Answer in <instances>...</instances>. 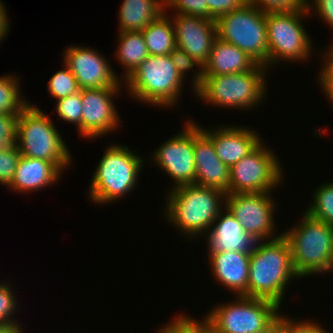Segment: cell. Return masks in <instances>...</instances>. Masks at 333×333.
<instances>
[{
    "label": "cell",
    "instance_id": "obj_5",
    "mask_svg": "<svg viewBox=\"0 0 333 333\" xmlns=\"http://www.w3.org/2000/svg\"><path fill=\"white\" fill-rule=\"evenodd\" d=\"M303 213L299 224L282 233L290 243L294 269L305 279L332 271L333 226Z\"/></svg>",
    "mask_w": 333,
    "mask_h": 333
},
{
    "label": "cell",
    "instance_id": "obj_26",
    "mask_svg": "<svg viewBox=\"0 0 333 333\" xmlns=\"http://www.w3.org/2000/svg\"><path fill=\"white\" fill-rule=\"evenodd\" d=\"M19 80L14 73L0 76V114H20L31 103L22 96Z\"/></svg>",
    "mask_w": 333,
    "mask_h": 333
},
{
    "label": "cell",
    "instance_id": "obj_25",
    "mask_svg": "<svg viewBox=\"0 0 333 333\" xmlns=\"http://www.w3.org/2000/svg\"><path fill=\"white\" fill-rule=\"evenodd\" d=\"M167 13L141 31L149 55H169L176 47L174 25Z\"/></svg>",
    "mask_w": 333,
    "mask_h": 333
},
{
    "label": "cell",
    "instance_id": "obj_23",
    "mask_svg": "<svg viewBox=\"0 0 333 333\" xmlns=\"http://www.w3.org/2000/svg\"><path fill=\"white\" fill-rule=\"evenodd\" d=\"M165 13V0H123L118 12V32L142 31Z\"/></svg>",
    "mask_w": 333,
    "mask_h": 333
},
{
    "label": "cell",
    "instance_id": "obj_7",
    "mask_svg": "<svg viewBox=\"0 0 333 333\" xmlns=\"http://www.w3.org/2000/svg\"><path fill=\"white\" fill-rule=\"evenodd\" d=\"M170 55H149L136 70L123 81L132 98L145 105L172 109L178 104L184 87ZM127 84V85H126ZM168 107V108H167Z\"/></svg>",
    "mask_w": 333,
    "mask_h": 333
},
{
    "label": "cell",
    "instance_id": "obj_41",
    "mask_svg": "<svg viewBox=\"0 0 333 333\" xmlns=\"http://www.w3.org/2000/svg\"><path fill=\"white\" fill-rule=\"evenodd\" d=\"M9 18L7 17V8L5 4L0 0V43L4 40L9 32Z\"/></svg>",
    "mask_w": 333,
    "mask_h": 333
},
{
    "label": "cell",
    "instance_id": "obj_38",
    "mask_svg": "<svg viewBox=\"0 0 333 333\" xmlns=\"http://www.w3.org/2000/svg\"><path fill=\"white\" fill-rule=\"evenodd\" d=\"M302 321V322H301ZM281 333H329L323 328L320 323H315L312 320H296L282 314Z\"/></svg>",
    "mask_w": 333,
    "mask_h": 333
},
{
    "label": "cell",
    "instance_id": "obj_1",
    "mask_svg": "<svg viewBox=\"0 0 333 333\" xmlns=\"http://www.w3.org/2000/svg\"><path fill=\"white\" fill-rule=\"evenodd\" d=\"M298 278L290 243L283 234L256 242L250 254L247 297L271 300L281 307L287 286Z\"/></svg>",
    "mask_w": 333,
    "mask_h": 333
},
{
    "label": "cell",
    "instance_id": "obj_31",
    "mask_svg": "<svg viewBox=\"0 0 333 333\" xmlns=\"http://www.w3.org/2000/svg\"><path fill=\"white\" fill-rule=\"evenodd\" d=\"M9 282H0V324L21 325L20 321L17 322L18 320L13 318L20 306H18L17 296Z\"/></svg>",
    "mask_w": 333,
    "mask_h": 333
},
{
    "label": "cell",
    "instance_id": "obj_17",
    "mask_svg": "<svg viewBox=\"0 0 333 333\" xmlns=\"http://www.w3.org/2000/svg\"><path fill=\"white\" fill-rule=\"evenodd\" d=\"M195 183L228 194L230 168L215 152L212 140L194 122Z\"/></svg>",
    "mask_w": 333,
    "mask_h": 333
},
{
    "label": "cell",
    "instance_id": "obj_29",
    "mask_svg": "<svg viewBox=\"0 0 333 333\" xmlns=\"http://www.w3.org/2000/svg\"><path fill=\"white\" fill-rule=\"evenodd\" d=\"M169 55L178 73L185 81H186L185 78L188 75L186 73L191 69H193L194 67H198L197 70L196 69L194 70L195 73H193L194 74L192 75L193 78L191 77L192 80H190L192 83L191 84L192 90L194 91L193 94L195 95V90L200 86L203 80L202 66L199 63H197L190 55H188L186 51L177 46Z\"/></svg>",
    "mask_w": 333,
    "mask_h": 333
},
{
    "label": "cell",
    "instance_id": "obj_20",
    "mask_svg": "<svg viewBox=\"0 0 333 333\" xmlns=\"http://www.w3.org/2000/svg\"><path fill=\"white\" fill-rule=\"evenodd\" d=\"M205 238L207 252L252 253L257 242L245 233L242 225L226 208L218 215Z\"/></svg>",
    "mask_w": 333,
    "mask_h": 333
},
{
    "label": "cell",
    "instance_id": "obj_34",
    "mask_svg": "<svg viewBox=\"0 0 333 333\" xmlns=\"http://www.w3.org/2000/svg\"><path fill=\"white\" fill-rule=\"evenodd\" d=\"M323 63L318 75V83L325 93V97L332 103L333 106V45H327L324 51H321Z\"/></svg>",
    "mask_w": 333,
    "mask_h": 333
},
{
    "label": "cell",
    "instance_id": "obj_12",
    "mask_svg": "<svg viewBox=\"0 0 333 333\" xmlns=\"http://www.w3.org/2000/svg\"><path fill=\"white\" fill-rule=\"evenodd\" d=\"M271 194L233 193L225 197V208L238 220L245 233L257 242L272 240L283 234L275 232L277 202L275 204Z\"/></svg>",
    "mask_w": 333,
    "mask_h": 333
},
{
    "label": "cell",
    "instance_id": "obj_11",
    "mask_svg": "<svg viewBox=\"0 0 333 333\" xmlns=\"http://www.w3.org/2000/svg\"><path fill=\"white\" fill-rule=\"evenodd\" d=\"M273 153L262 140L248 155L233 165L230 168L228 194L267 193L281 187L279 185L284 180L283 166Z\"/></svg>",
    "mask_w": 333,
    "mask_h": 333
},
{
    "label": "cell",
    "instance_id": "obj_32",
    "mask_svg": "<svg viewBox=\"0 0 333 333\" xmlns=\"http://www.w3.org/2000/svg\"><path fill=\"white\" fill-rule=\"evenodd\" d=\"M174 317L172 321L162 324L157 333H203V317L198 320L183 313Z\"/></svg>",
    "mask_w": 333,
    "mask_h": 333
},
{
    "label": "cell",
    "instance_id": "obj_18",
    "mask_svg": "<svg viewBox=\"0 0 333 333\" xmlns=\"http://www.w3.org/2000/svg\"><path fill=\"white\" fill-rule=\"evenodd\" d=\"M200 128L212 140L216 154L229 168L248 155L262 141L253 128L243 125H220L216 129L212 127L211 130L201 126Z\"/></svg>",
    "mask_w": 333,
    "mask_h": 333
},
{
    "label": "cell",
    "instance_id": "obj_27",
    "mask_svg": "<svg viewBox=\"0 0 333 333\" xmlns=\"http://www.w3.org/2000/svg\"><path fill=\"white\" fill-rule=\"evenodd\" d=\"M312 200L305 212L312 218L333 226V182L319 184Z\"/></svg>",
    "mask_w": 333,
    "mask_h": 333
},
{
    "label": "cell",
    "instance_id": "obj_39",
    "mask_svg": "<svg viewBox=\"0 0 333 333\" xmlns=\"http://www.w3.org/2000/svg\"><path fill=\"white\" fill-rule=\"evenodd\" d=\"M247 0H207L208 19L216 20L221 15L242 8Z\"/></svg>",
    "mask_w": 333,
    "mask_h": 333
},
{
    "label": "cell",
    "instance_id": "obj_40",
    "mask_svg": "<svg viewBox=\"0 0 333 333\" xmlns=\"http://www.w3.org/2000/svg\"><path fill=\"white\" fill-rule=\"evenodd\" d=\"M307 10L310 16L317 13L322 22L333 29V0H307Z\"/></svg>",
    "mask_w": 333,
    "mask_h": 333
},
{
    "label": "cell",
    "instance_id": "obj_33",
    "mask_svg": "<svg viewBox=\"0 0 333 333\" xmlns=\"http://www.w3.org/2000/svg\"><path fill=\"white\" fill-rule=\"evenodd\" d=\"M19 114H0V151L17 147V119Z\"/></svg>",
    "mask_w": 333,
    "mask_h": 333
},
{
    "label": "cell",
    "instance_id": "obj_44",
    "mask_svg": "<svg viewBox=\"0 0 333 333\" xmlns=\"http://www.w3.org/2000/svg\"><path fill=\"white\" fill-rule=\"evenodd\" d=\"M203 333H219L214 327L209 324L206 316L203 317Z\"/></svg>",
    "mask_w": 333,
    "mask_h": 333
},
{
    "label": "cell",
    "instance_id": "obj_24",
    "mask_svg": "<svg viewBox=\"0 0 333 333\" xmlns=\"http://www.w3.org/2000/svg\"><path fill=\"white\" fill-rule=\"evenodd\" d=\"M117 39L115 58L120 66L125 68L121 78V81H124L149 56V53L141 31L119 32Z\"/></svg>",
    "mask_w": 333,
    "mask_h": 333
},
{
    "label": "cell",
    "instance_id": "obj_8",
    "mask_svg": "<svg viewBox=\"0 0 333 333\" xmlns=\"http://www.w3.org/2000/svg\"><path fill=\"white\" fill-rule=\"evenodd\" d=\"M217 37L244 51L269 69L266 13L247 3L216 20Z\"/></svg>",
    "mask_w": 333,
    "mask_h": 333
},
{
    "label": "cell",
    "instance_id": "obj_37",
    "mask_svg": "<svg viewBox=\"0 0 333 333\" xmlns=\"http://www.w3.org/2000/svg\"><path fill=\"white\" fill-rule=\"evenodd\" d=\"M21 153L16 147L12 151H0V184L9 186L12 182Z\"/></svg>",
    "mask_w": 333,
    "mask_h": 333
},
{
    "label": "cell",
    "instance_id": "obj_21",
    "mask_svg": "<svg viewBox=\"0 0 333 333\" xmlns=\"http://www.w3.org/2000/svg\"><path fill=\"white\" fill-rule=\"evenodd\" d=\"M62 172L49 161L21 156L18 160L10 190L30 193L59 182Z\"/></svg>",
    "mask_w": 333,
    "mask_h": 333
},
{
    "label": "cell",
    "instance_id": "obj_35",
    "mask_svg": "<svg viewBox=\"0 0 333 333\" xmlns=\"http://www.w3.org/2000/svg\"><path fill=\"white\" fill-rule=\"evenodd\" d=\"M264 13L291 12L307 9V0H247Z\"/></svg>",
    "mask_w": 333,
    "mask_h": 333
},
{
    "label": "cell",
    "instance_id": "obj_28",
    "mask_svg": "<svg viewBox=\"0 0 333 333\" xmlns=\"http://www.w3.org/2000/svg\"><path fill=\"white\" fill-rule=\"evenodd\" d=\"M63 66L52 75L47 85V91L56 101L81 90L74 74L65 63Z\"/></svg>",
    "mask_w": 333,
    "mask_h": 333
},
{
    "label": "cell",
    "instance_id": "obj_30",
    "mask_svg": "<svg viewBox=\"0 0 333 333\" xmlns=\"http://www.w3.org/2000/svg\"><path fill=\"white\" fill-rule=\"evenodd\" d=\"M55 111L59 119L75 124L78 128L82 122L81 90L75 94L59 99L55 103Z\"/></svg>",
    "mask_w": 333,
    "mask_h": 333
},
{
    "label": "cell",
    "instance_id": "obj_6",
    "mask_svg": "<svg viewBox=\"0 0 333 333\" xmlns=\"http://www.w3.org/2000/svg\"><path fill=\"white\" fill-rule=\"evenodd\" d=\"M61 134L50 116L33 103L18 116L17 147L21 156L52 162L64 173L73 159Z\"/></svg>",
    "mask_w": 333,
    "mask_h": 333
},
{
    "label": "cell",
    "instance_id": "obj_14",
    "mask_svg": "<svg viewBox=\"0 0 333 333\" xmlns=\"http://www.w3.org/2000/svg\"><path fill=\"white\" fill-rule=\"evenodd\" d=\"M123 87L81 89L82 122L79 135L87 139L107 136L120 126V116L115 99Z\"/></svg>",
    "mask_w": 333,
    "mask_h": 333
},
{
    "label": "cell",
    "instance_id": "obj_9",
    "mask_svg": "<svg viewBox=\"0 0 333 333\" xmlns=\"http://www.w3.org/2000/svg\"><path fill=\"white\" fill-rule=\"evenodd\" d=\"M307 16V9L266 13L269 69L282 62L303 63L311 57L313 42L303 27Z\"/></svg>",
    "mask_w": 333,
    "mask_h": 333
},
{
    "label": "cell",
    "instance_id": "obj_15",
    "mask_svg": "<svg viewBox=\"0 0 333 333\" xmlns=\"http://www.w3.org/2000/svg\"><path fill=\"white\" fill-rule=\"evenodd\" d=\"M89 48L70 45L63 52L62 62L74 74L80 89L123 87L121 77L115 74L106 56Z\"/></svg>",
    "mask_w": 333,
    "mask_h": 333
},
{
    "label": "cell",
    "instance_id": "obj_13",
    "mask_svg": "<svg viewBox=\"0 0 333 333\" xmlns=\"http://www.w3.org/2000/svg\"><path fill=\"white\" fill-rule=\"evenodd\" d=\"M151 161L173 180L174 189L178 186L195 183L194 121L187 120L183 131L160 144Z\"/></svg>",
    "mask_w": 333,
    "mask_h": 333
},
{
    "label": "cell",
    "instance_id": "obj_36",
    "mask_svg": "<svg viewBox=\"0 0 333 333\" xmlns=\"http://www.w3.org/2000/svg\"><path fill=\"white\" fill-rule=\"evenodd\" d=\"M165 3L166 11L172 9L174 14L200 16L208 19L207 0H165Z\"/></svg>",
    "mask_w": 333,
    "mask_h": 333
},
{
    "label": "cell",
    "instance_id": "obj_42",
    "mask_svg": "<svg viewBox=\"0 0 333 333\" xmlns=\"http://www.w3.org/2000/svg\"><path fill=\"white\" fill-rule=\"evenodd\" d=\"M282 328V314L265 330L257 333H281Z\"/></svg>",
    "mask_w": 333,
    "mask_h": 333
},
{
    "label": "cell",
    "instance_id": "obj_19",
    "mask_svg": "<svg viewBox=\"0 0 333 333\" xmlns=\"http://www.w3.org/2000/svg\"><path fill=\"white\" fill-rule=\"evenodd\" d=\"M212 277L220 286L234 292L235 296H246L250 269V254L245 252H208Z\"/></svg>",
    "mask_w": 333,
    "mask_h": 333
},
{
    "label": "cell",
    "instance_id": "obj_10",
    "mask_svg": "<svg viewBox=\"0 0 333 333\" xmlns=\"http://www.w3.org/2000/svg\"><path fill=\"white\" fill-rule=\"evenodd\" d=\"M207 313L209 324L219 333H257L282 314L277 303L246 296H235L233 302L219 304Z\"/></svg>",
    "mask_w": 333,
    "mask_h": 333
},
{
    "label": "cell",
    "instance_id": "obj_43",
    "mask_svg": "<svg viewBox=\"0 0 333 333\" xmlns=\"http://www.w3.org/2000/svg\"><path fill=\"white\" fill-rule=\"evenodd\" d=\"M25 333L23 325L0 324V333Z\"/></svg>",
    "mask_w": 333,
    "mask_h": 333
},
{
    "label": "cell",
    "instance_id": "obj_3",
    "mask_svg": "<svg viewBox=\"0 0 333 333\" xmlns=\"http://www.w3.org/2000/svg\"><path fill=\"white\" fill-rule=\"evenodd\" d=\"M126 145L113 142L104 150L88 187V198L99 205L120 201L135 189L145 158Z\"/></svg>",
    "mask_w": 333,
    "mask_h": 333
},
{
    "label": "cell",
    "instance_id": "obj_2",
    "mask_svg": "<svg viewBox=\"0 0 333 333\" xmlns=\"http://www.w3.org/2000/svg\"><path fill=\"white\" fill-rule=\"evenodd\" d=\"M167 194L164 217L190 240L204 238L225 208L226 193L215 188L188 184L171 189Z\"/></svg>",
    "mask_w": 333,
    "mask_h": 333
},
{
    "label": "cell",
    "instance_id": "obj_16",
    "mask_svg": "<svg viewBox=\"0 0 333 333\" xmlns=\"http://www.w3.org/2000/svg\"><path fill=\"white\" fill-rule=\"evenodd\" d=\"M171 20L176 46L186 51L203 68L217 38L216 21L184 14H173Z\"/></svg>",
    "mask_w": 333,
    "mask_h": 333
},
{
    "label": "cell",
    "instance_id": "obj_22",
    "mask_svg": "<svg viewBox=\"0 0 333 333\" xmlns=\"http://www.w3.org/2000/svg\"><path fill=\"white\" fill-rule=\"evenodd\" d=\"M257 63L237 46L216 38L203 75H227L252 70Z\"/></svg>",
    "mask_w": 333,
    "mask_h": 333
},
{
    "label": "cell",
    "instance_id": "obj_4",
    "mask_svg": "<svg viewBox=\"0 0 333 333\" xmlns=\"http://www.w3.org/2000/svg\"><path fill=\"white\" fill-rule=\"evenodd\" d=\"M263 65L252 70L227 75H203L195 97L210 105L238 110H252L266 97L267 72ZM205 101V102H204Z\"/></svg>",
    "mask_w": 333,
    "mask_h": 333
}]
</instances>
